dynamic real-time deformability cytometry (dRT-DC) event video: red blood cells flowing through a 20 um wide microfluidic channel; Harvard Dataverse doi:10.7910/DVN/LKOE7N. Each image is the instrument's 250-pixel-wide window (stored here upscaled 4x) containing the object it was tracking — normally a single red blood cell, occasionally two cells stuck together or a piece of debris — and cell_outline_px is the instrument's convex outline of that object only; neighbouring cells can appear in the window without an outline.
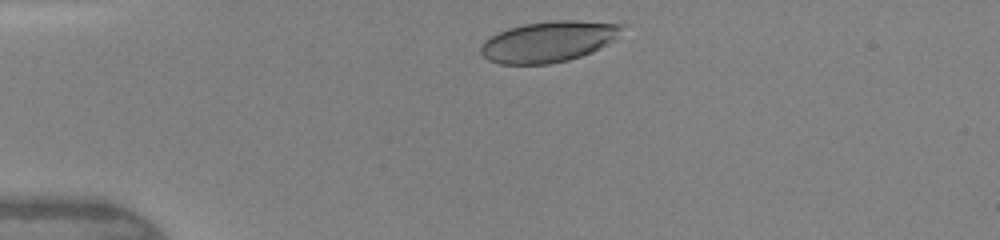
{"species": "human", "species_latin": "Homo sapiens", "temperature_condition": "warm", "stored_images_in_passage": 15, "camera_frame_rate_fps": 3000, "um_per_image_px": 0.085, "donor": {"sex": "female"}, "frame": {"image": 1, "passage_image": 4, "time_ms": 0.667, "image_size_px": [1000, 240], "cell_outline_px": [[628, 24], [608, 44], [592, 52], [568, 60], [548, 64], [500, 64], [488, 60], [480, 52], [480, 44], [484, 40], [508, 28], [524, 24], [548, 20], [580, 20]], "centroid_in_image_um": [46.63, 3.52], "position_along_channel_um": 38.4, "area_um2": 33.76}}
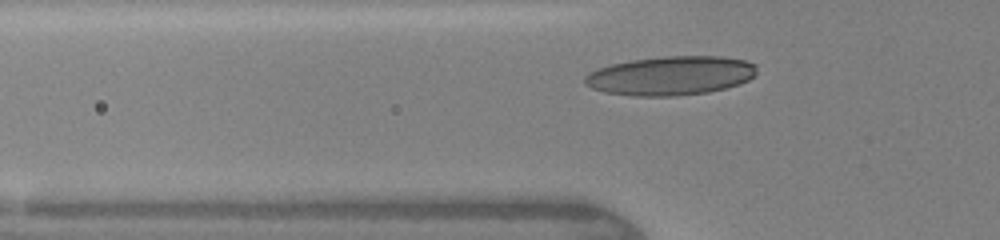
{"frame": {"image": 2, "passage_image": 10, "time_ms": 2.333, "image_size_px": [1000, 240], "cell_outline_px": [[756, 76], [740, 84], [708, 92], [676, 96], [632, 96], [604, 92], [592, 88], [584, 84], [584, 76], [596, 68], [612, 64], [632, 60], [664, 56], [724, 56], [744, 60], [756, 64]], "centroid_in_image_um": [57.01, 6.43], "position_along_channel_um": 68.8, "area_um2": 39.36}}
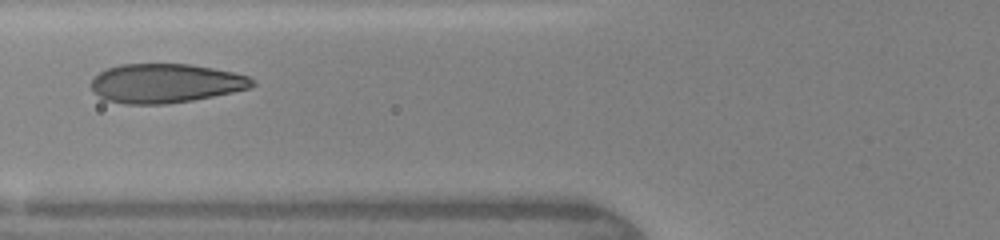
{"frame": {"image": 3, "passage_image": 14, "time_ms": 3.333, "image_size_px": [1000, 240], "cell_outline_px": [[256, 84], [248, 88], [232, 92], [192, 100], [164, 104], [124, 104], [104, 100], [92, 92], [92, 80], [100, 72], [108, 68], [120, 64], [192, 64], [232, 72], [248, 76]], "centroid_in_image_um": [14.03, 7.08], "position_along_channel_um": 111.8, "area_um2": 36.59}}